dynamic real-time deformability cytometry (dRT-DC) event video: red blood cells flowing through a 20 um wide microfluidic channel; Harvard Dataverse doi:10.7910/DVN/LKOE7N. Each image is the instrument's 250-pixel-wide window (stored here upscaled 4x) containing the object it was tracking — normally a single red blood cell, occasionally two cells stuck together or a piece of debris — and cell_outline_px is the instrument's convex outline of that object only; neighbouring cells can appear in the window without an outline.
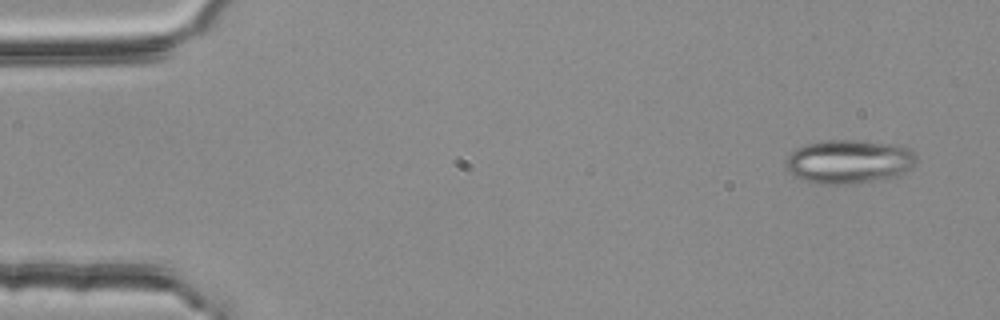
{"species": "common noctule bat (a hibernating species)", "species_latin": "Nyctalus noctula", "temperature_condition": "room temperature", "stored_images_in_passage": 52, "camera_frame_rate_fps": 3000, "um_per_image_px": 0.085, "animal": {"sex": "female", "body_mass_g": 25.1}, "frame": {"image": 1, "passage_image": 1, "time_ms": 0.0, "image_size_px": [1000, 320], "cell_outline_px": [[916, 164], [912, 168], [888, 180], [852, 184], [816, 184], [796, 176], [784, 168], [788, 156], [796, 148], [804, 144], [820, 140], [864, 140], [888, 144], [908, 148], [916, 156]], "centroid_in_image_um": [72.16, 13.74], "position_along_channel_um": 12.8, "area_um2": 33.76}}
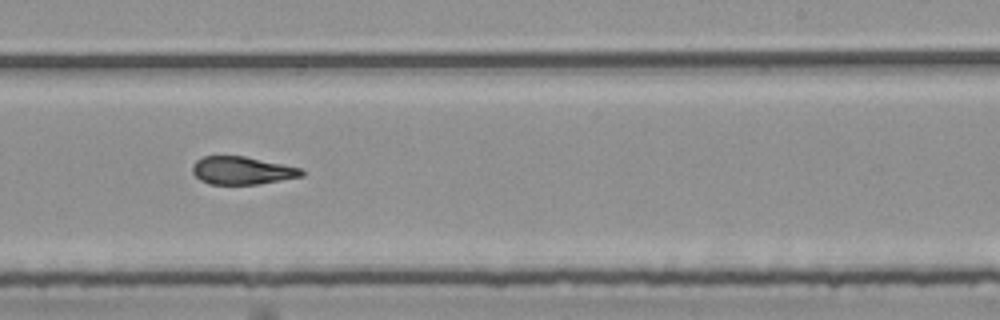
{"frame": {"image": 2, "passage_image": 31, "time_ms": 10.0, "image_size_px": [1000, 320], "cell_outline_px": [[304, 176], [256, 184], [212, 184], [200, 180], [192, 172], [192, 164], [196, 160], [204, 156], [244, 156], [300, 168], [304, 172]], "centroid_in_image_um": [20.54, 14.49], "position_along_channel_um": 268.5, "area_um2": 17.51}}
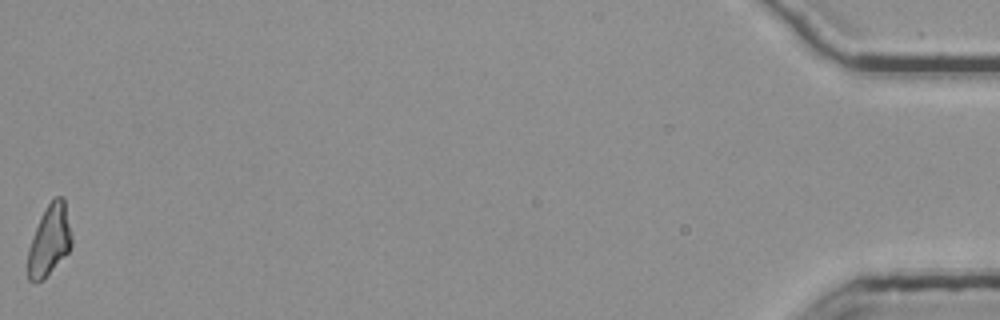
{"frame": {"image": 3, "passage_image": 52, "time_ms": 17.0, "image_size_px": [1000, 320], "cell_outline_px": [[72, 244], [68, 252], [44, 280], [28, 280], [28, 248], [32, 236], [48, 204], [56, 196], [64, 196], [72, 236]], "centroid_in_image_um": [4.22, 20.43], "position_along_channel_um": 431.0, "area_um2": 17.86}, "authors_computed_cell_mechanics": {"area_um2": 18.4671, "velocity_mm_per_s": 3.7802, "shape_relaxation_time_tau1_ms": null, "shape_relaxation_time_tau2_ms": 4.1195, "deformation_change_tau1": null, "deformation_change_tau2": 0.1477}}